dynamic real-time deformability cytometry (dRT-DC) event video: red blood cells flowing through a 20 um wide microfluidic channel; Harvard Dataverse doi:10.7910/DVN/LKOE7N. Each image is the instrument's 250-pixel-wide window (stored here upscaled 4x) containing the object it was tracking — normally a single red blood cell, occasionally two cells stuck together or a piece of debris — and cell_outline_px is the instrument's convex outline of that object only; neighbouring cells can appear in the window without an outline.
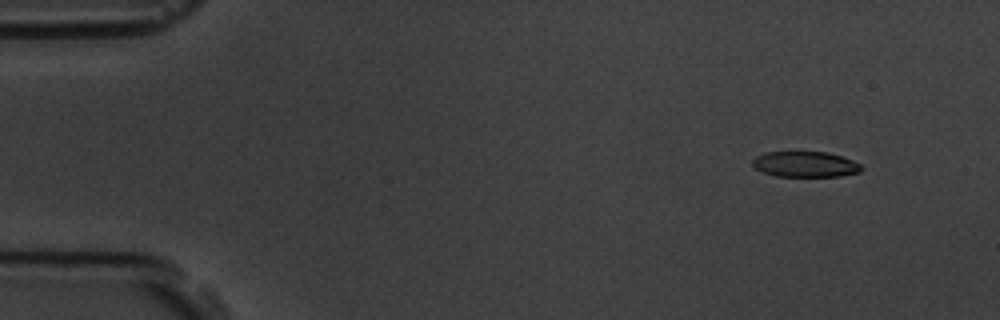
{"species": "common noctule bat (a hibernating species)", "species_latin": "Nyctalus noctula", "temperature_condition": "room temperature", "stored_images_in_passage": 5, "camera_frame_rate_fps": 3000, "um_per_image_px": 0.085, "animal": {"sex": "male", "body_mass_g": 19.5, "forearm_length_mm": 54.6}, "frame": {"image": 1, "passage_image": 1, "time_ms": 0.0, "image_size_px": [1000, 320], "cell_outline_px": [[864, 168], [860, 172], [840, 176], [776, 176], [764, 172], [756, 168], [752, 164], [752, 160], [756, 156], [764, 152], [828, 152], [852, 160], [860, 164]], "centroid_in_image_um": [68.46, 13.96], "position_along_channel_um": 16.5, "area_um2": 16.18}}
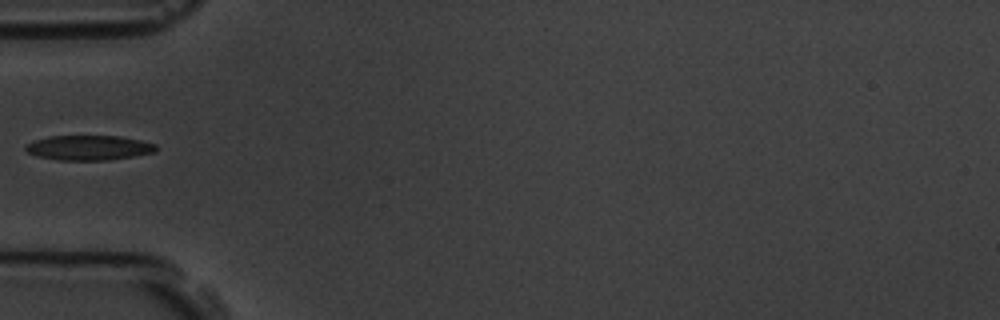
{"frame": {"image": 2, "passage_image": 4, "time_ms": 4.333, "image_size_px": [1000, 320], "cell_outline_px": [[156, 152], [112, 160], [60, 160], [36, 156], [28, 152], [24, 148], [28, 144], [36, 140], [48, 136], [120, 136], [140, 140], [156, 144]], "centroid_in_image_um": [7.58, 12.56], "position_along_channel_um": 77.4, "area_um2": 18.84}}
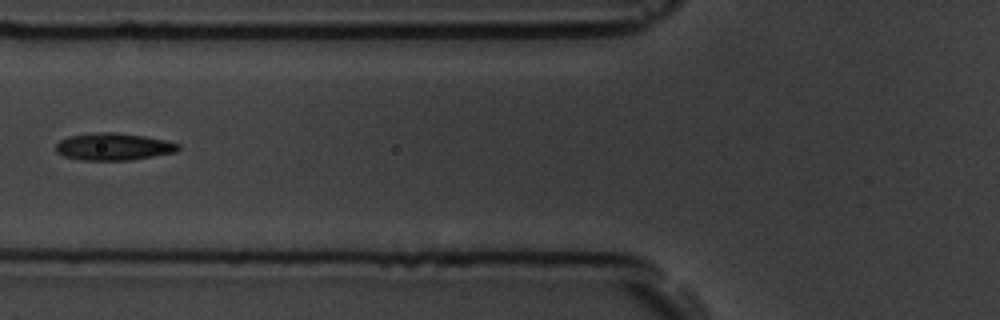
{"frame": {"image": 3, "passage_image": 5, "time_ms": 5.333, "image_size_px": [1000, 320], "cell_outline_px": [[180, 148], [176, 152], [128, 160], [80, 160], [64, 156], [56, 152], [56, 144], [60, 140], [68, 136], [96, 132], [116, 132], [144, 136], [164, 140], [180, 144]], "centroid_in_image_um": [9.62, 12.46], "position_along_channel_um": 116.2, "area_um2": 19.36}}